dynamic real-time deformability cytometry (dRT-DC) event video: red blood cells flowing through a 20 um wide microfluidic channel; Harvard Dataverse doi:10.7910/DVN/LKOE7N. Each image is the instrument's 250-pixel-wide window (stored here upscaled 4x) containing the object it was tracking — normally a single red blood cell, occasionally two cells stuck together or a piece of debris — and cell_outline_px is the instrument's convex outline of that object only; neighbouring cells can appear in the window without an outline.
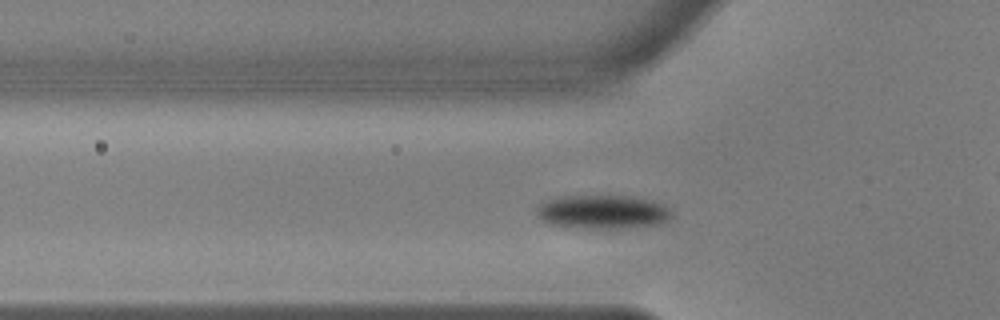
{"species": "common noctule bat (a hibernating species)", "species_latin": "Nyctalus noctula", "temperature_condition": "warm", "stored_images_in_passage": 43, "camera_frame_rate_fps": 3000, "um_per_image_px": 0.085, "animal": {"sex": "male", "body_mass_g": 17.9, "forearm_length_mm": 54.2}, "frame": {"image": 1, "passage_image": 5, "time_ms": 1.333, "image_size_px": [1000, 320], "cell_outline_px": [[668, 216], [664, 220], [656, 224], [640, 228], [564, 228], [540, 220], [536, 216], [536, 208], [544, 200], [560, 196], [620, 196], [644, 200], [660, 204], [668, 212]], "centroid_in_image_um": [51.03, 18.04], "position_along_channel_um": 74.8, "area_um2": 26.24}}
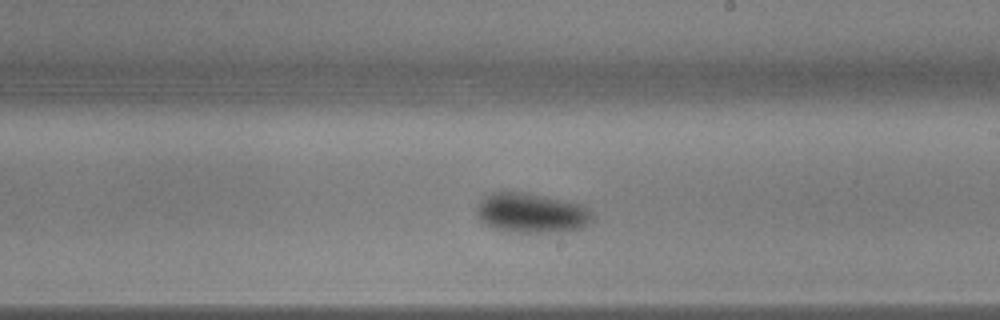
{"frame": {"image": 2, "passage_image": 19, "time_ms": 6.0, "image_size_px": [1000, 320], "cell_outline_px": [[592, 220], [580, 228], [560, 232], [512, 232], [496, 228], [488, 224], [476, 212], [476, 208], [480, 200], [488, 192], [504, 188], [528, 192], [580, 204], [588, 208], [592, 212]], "centroid_in_image_um": [45.14, 18.04], "position_along_channel_um": 243.9, "area_um2": 27.17}}
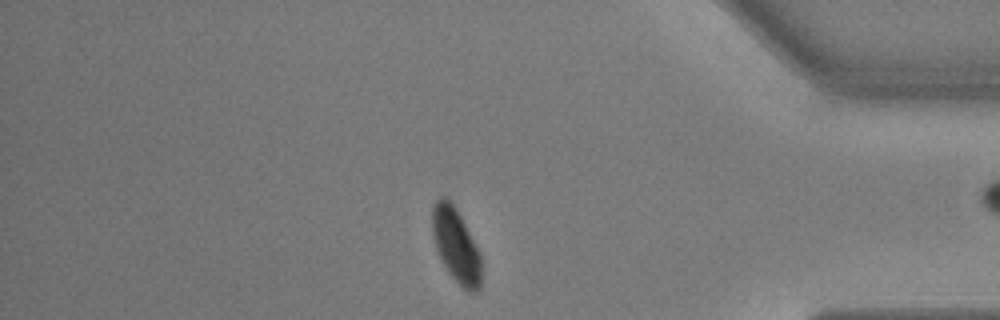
{"frame": {"image": 3, "passage_image": 34, "time_ms": 11.0, "image_size_px": [1000, 320], "cell_outline_px": [[480, 288], [476, 292], [468, 292], [448, 272], [436, 248], [432, 232], [432, 208], [436, 200], [440, 196], [448, 196], [460, 216], [480, 252]], "centroid_in_image_um": [38.74, 20.81], "position_along_channel_um": 396.5, "area_um2": 20.87}, "authors_computed_cell_mechanics": {"area_um2": 25.432, "velocity_mm_per_s": 3.6173, "shape_relaxation_time_tau1_ms": 4.8603, "shape_relaxation_time_tau2_ms": null, "deformation_change_tau1": 0.1251, "deformation_change_tau2": null}}